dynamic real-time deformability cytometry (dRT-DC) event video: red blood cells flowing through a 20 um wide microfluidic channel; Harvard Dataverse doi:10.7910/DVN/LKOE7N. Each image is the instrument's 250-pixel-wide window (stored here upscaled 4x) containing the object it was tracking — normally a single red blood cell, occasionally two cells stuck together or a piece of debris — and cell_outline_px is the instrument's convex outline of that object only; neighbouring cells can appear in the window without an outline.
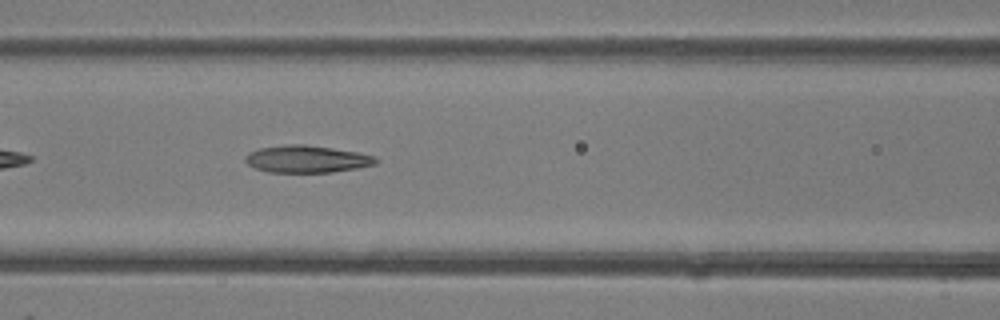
{"species": "common noctule bat (a hibernating species)", "species_latin": "Nyctalus noctula", "temperature_condition": "room temperature", "stored_images_in_passage": 40, "camera_frame_rate_fps": 3000, "um_per_image_px": 0.085, "animal": {"sex": "female"}, "frame": {"image": 1, "passage_image": 17, "time_ms": 5.333, "image_size_px": [1000, 320], "cell_outline_px": [[380, 160], [376, 164], [356, 168], [332, 172], [268, 172], [256, 168], [248, 164], [244, 160], [244, 156], [248, 152], [260, 148], [288, 144], [304, 144], [332, 148], [356, 152], [372, 156]], "centroid_in_image_um": [26.04, 13.52], "position_along_channel_um": 140.6, "area_um2": 20.58}}
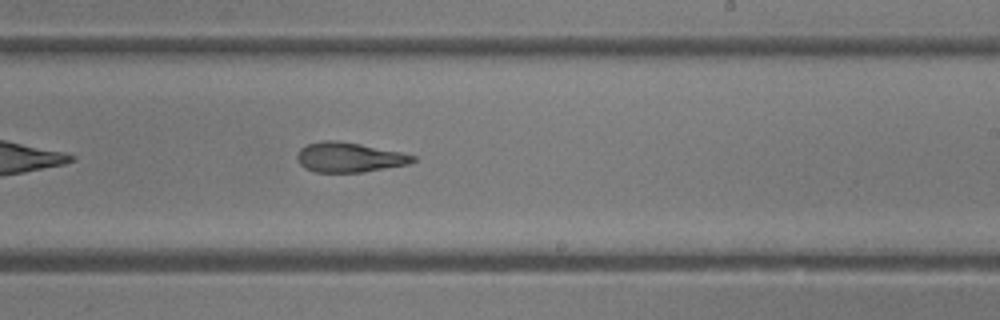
{"frame": {"image": 2, "passage_image": 24, "time_ms": 7.667, "image_size_px": [1000, 320], "cell_outline_px": [[416, 160], [408, 164], [364, 172], [316, 172], [304, 168], [300, 164], [296, 156], [300, 148], [308, 144], [320, 140], [336, 140], [360, 144], [400, 152], [416, 156]], "centroid_in_image_um": [29.66, 13.37], "position_along_channel_um": 259.3, "area_um2": 20.06}}
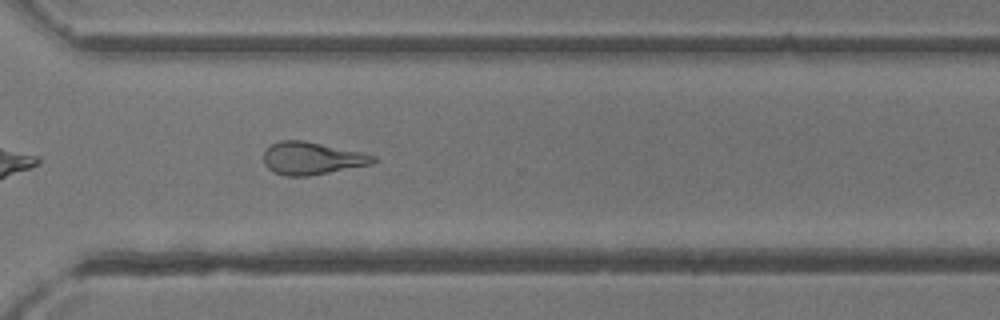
{"frame": {"image": 3, "passage_image": 29, "time_ms": 9.333, "image_size_px": [1000, 320], "cell_outline_px": [[376, 160], [372, 164], [308, 176], [284, 176], [272, 172], [264, 164], [264, 152], [272, 144], [280, 140], [304, 140], [360, 152], [376, 156]], "centroid_in_image_um": [26.48, 13.46], "position_along_channel_um": 344.1, "area_um2": 20.69}}